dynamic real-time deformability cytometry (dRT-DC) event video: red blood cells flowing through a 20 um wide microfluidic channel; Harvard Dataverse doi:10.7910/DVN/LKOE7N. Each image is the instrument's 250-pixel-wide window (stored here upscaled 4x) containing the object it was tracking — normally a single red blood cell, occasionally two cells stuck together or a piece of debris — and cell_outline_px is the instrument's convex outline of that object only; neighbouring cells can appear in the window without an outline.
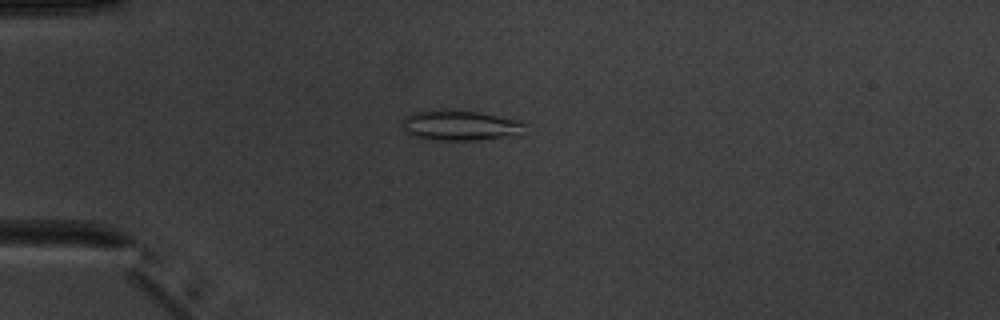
{"species": "common noctule bat (a hibernating species)", "species_latin": "Nyctalus noctula", "temperature_condition": "warm", "stored_images_in_passage": 1, "camera_frame_rate_fps": 3000, "um_per_image_px": 0.085, "animal": {"sex": "male", "body_mass_g": 20.1, "forearm_length_mm": 53.5}, "frame": {"image": 1, "passage_image": 1, "time_ms": 0.0, "image_size_px": [1000, 320], "cell_outline_px": [[528, 124], [512, 136], [476, 140], [432, 140], [412, 136], [404, 132], [400, 124], [400, 120], [404, 116], [412, 112], [432, 108], [452, 108], [480, 112], [524, 120]], "centroid_in_image_um": [39.01, 10.61], "position_along_channel_um": 46.0, "area_um2": 22.66}}